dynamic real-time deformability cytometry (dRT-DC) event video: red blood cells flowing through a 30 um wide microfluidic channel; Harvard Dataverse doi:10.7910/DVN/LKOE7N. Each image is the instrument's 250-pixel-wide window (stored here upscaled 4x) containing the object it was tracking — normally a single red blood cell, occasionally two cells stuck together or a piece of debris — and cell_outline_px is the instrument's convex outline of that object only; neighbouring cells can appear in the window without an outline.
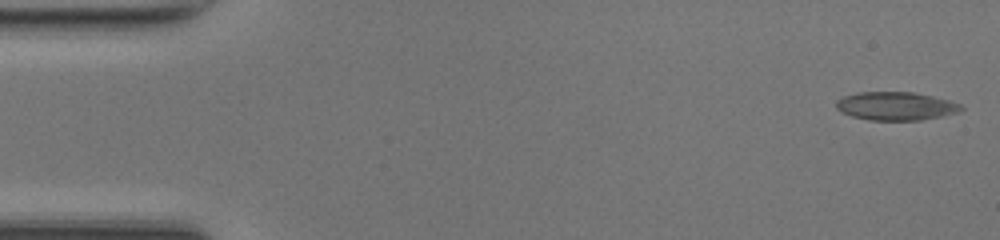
{"species": "common noctule bat (a hibernating species)", "species_latin": "Nyctalus noctula", "temperature_condition": "room temperature", "stored_images_in_passage": 46, "camera_frame_rate_fps": 3000, "um_per_image_px": 0.085, "animal": {"sex": "female", "body_mass_g": 17.0, "forearm_length_mm": 48.0}, "frame": {"image": 1, "passage_image": 1, "time_ms": 0.0, "image_size_px": [1000, 240], "cell_outline_px": [[964, 108], [960, 112], [920, 120], [868, 120], [852, 116], [840, 112], [836, 108], [836, 100], [844, 96], [856, 92], [912, 92], [932, 96], [948, 100], [960, 104]], "centroid_in_image_um": [76.11, 9.01], "position_along_channel_um": 8.9, "area_um2": 20.63}}
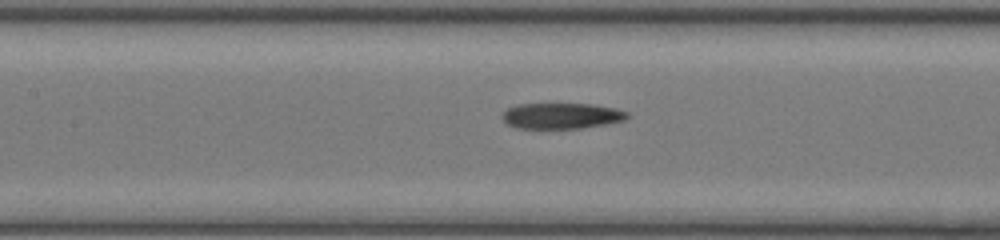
{"frame": {"image": 2, "passage_image": 22, "time_ms": 7.0, "image_size_px": [1000, 240], "cell_outline_px": [[628, 116], [624, 120], [608, 124], [584, 128], [516, 128], [508, 124], [500, 116], [508, 108], [516, 104], [592, 104], [616, 108], [628, 112]], "centroid_in_image_um": [47.74, 9.84], "position_along_channel_um": 159.7, "area_um2": 18.84}}
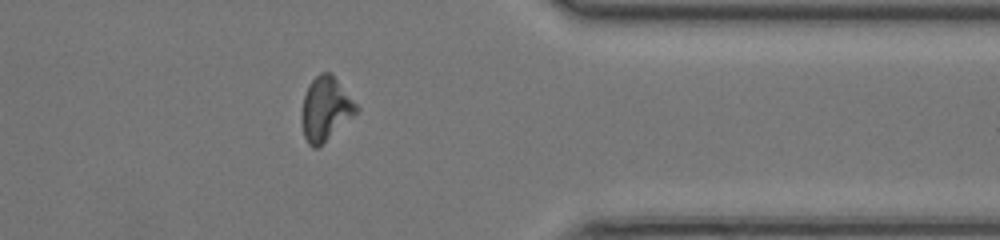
{"frame": {"image": 3, "passage_image": 39, "time_ms": 12.667, "image_size_px": [1000, 240], "cell_outline_px": [[360, 108], [352, 116], [316, 148], [312, 148], [308, 144], [304, 136], [300, 120], [300, 112], [304, 96], [308, 84], [320, 72], [332, 72]], "centroid_in_image_um": [27.63, 9.21], "position_along_channel_um": 383.8, "area_um2": 20.23}}